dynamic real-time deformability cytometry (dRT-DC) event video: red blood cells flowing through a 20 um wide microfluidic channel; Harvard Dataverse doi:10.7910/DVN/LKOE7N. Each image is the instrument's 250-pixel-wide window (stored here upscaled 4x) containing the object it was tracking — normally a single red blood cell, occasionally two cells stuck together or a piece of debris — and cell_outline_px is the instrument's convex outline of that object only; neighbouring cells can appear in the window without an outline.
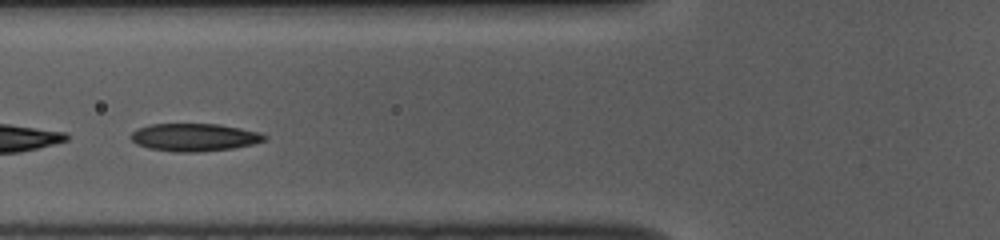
{"species": "common noctule bat (a hibernating species)", "species_latin": "Nyctalus noctula", "temperature_condition": "room temperature", "stored_images_in_passage": 44, "camera_frame_rate_fps": 3000, "um_per_image_px": 0.085, "animal": {"sex": "female", "body_mass_g": 10.0, "forearm_length_mm": 53.1}, "frame": {"image": 1, "passage_image": 12, "time_ms": 3.667, "image_size_px": [1000, 240], "cell_outline_px": [[268, 136], [264, 140], [252, 144], [232, 148], [196, 152], [176, 152], [148, 148], [136, 144], [132, 140], [132, 132], [136, 128], [148, 124], [220, 124], [260, 132]], "centroid_in_image_um": [16.5, 11.66], "position_along_channel_um": 109.3, "area_um2": 21.56}}
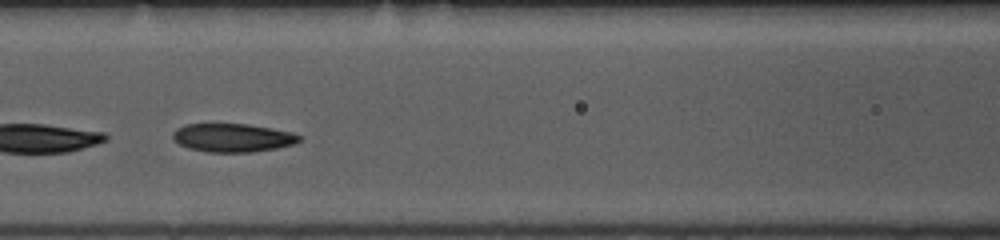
{"frame": {"image": 2, "passage_image": 15, "time_ms": 4.667, "image_size_px": [1000, 240], "cell_outline_px": [[300, 140], [292, 144], [276, 148], [252, 152], [208, 152], [188, 148], [180, 144], [172, 136], [172, 132], [176, 128], [184, 124], [248, 124], [292, 132], [300, 136]], "centroid_in_image_um": [19.74, 11.7], "position_along_channel_um": 146.9, "area_um2": 20.81}, "authors_computed_cell_mechanics": {"area_um2": 22.4842, "velocity_mm_per_s": 3.7286, "shape_relaxation_time_tau1_ms": 2.5928, "shape_relaxation_time_tau2_ms": 3.0867, "deformation_change_tau1": 0.0992, "deformation_change_tau2": 0.0685}}